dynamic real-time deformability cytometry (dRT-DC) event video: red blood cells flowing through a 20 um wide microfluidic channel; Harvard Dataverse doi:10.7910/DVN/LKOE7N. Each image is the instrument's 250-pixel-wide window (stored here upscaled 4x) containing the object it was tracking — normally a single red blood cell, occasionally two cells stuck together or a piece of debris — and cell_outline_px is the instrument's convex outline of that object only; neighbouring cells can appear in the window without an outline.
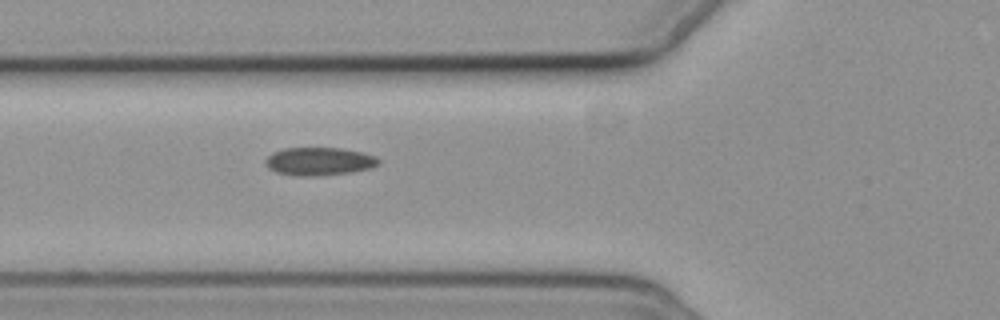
{"species": "common noctule bat (a hibernating species)", "species_latin": "Nyctalus noctula", "temperature_condition": "cold", "stored_images_in_passage": 6, "camera_frame_rate_fps": 3000, "um_per_image_px": 0.085, "animal": {"sex": "female", "body_mass_g": 19.3, "forearm_length_mm": 54.1}, "frame": {"image": 1, "passage_image": 6, "time_ms": 6.667, "image_size_px": [1000, 320], "cell_outline_px": [[380, 164], [372, 168], [352, 172], [320, 176], [296, 176], [276, 172], [268, 168], [264, 164], [264, 160], [272, 152], [284, 148], [340, 148], [364, 152], [376, 156], [380, 160]], "centroid_in_image_um": [27.14, 13.72], "position_along_channel_um": 98.7, "area_um2": 18.84}}